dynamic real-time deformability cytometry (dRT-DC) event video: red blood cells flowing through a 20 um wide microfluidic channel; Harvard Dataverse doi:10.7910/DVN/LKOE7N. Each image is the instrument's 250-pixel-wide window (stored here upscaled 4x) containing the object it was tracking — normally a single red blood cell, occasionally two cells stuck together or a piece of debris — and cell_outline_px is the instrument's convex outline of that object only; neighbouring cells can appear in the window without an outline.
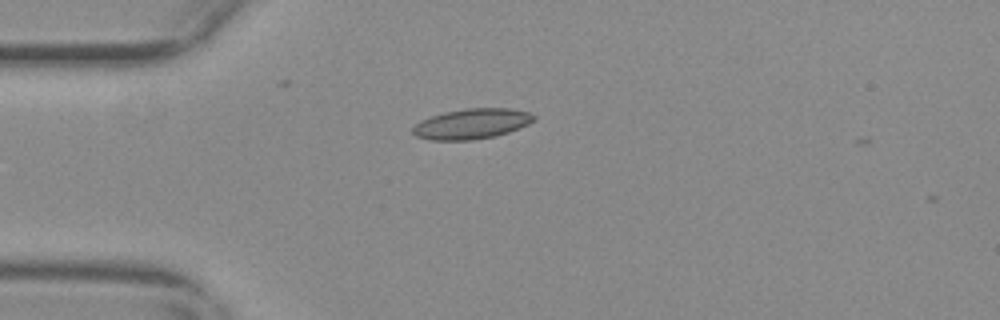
{"species": "common noctule bat (a hibernating species)", "species_latin": "Nyctalus noctula", "temperature_condition": "warm", "stored_images_in_passage": 2, "camera_frame_rate_fps": 3000, "um_per_image_px": 0.085, "animal": {"sex": "female", "body_mass_g": 29.2, "forearm_length_mm": 56.3}, "frame": {"image": 1, "passage_image": 1, "time_ms": 0.0, "image_size_px": [1000, 320], "cell_outline_px": [[536, 120], [528, 124], [508, 132], [496, 136], [472, 140], [432, 140], [416, 136], [412, 132], [412, 128], [420, 120], [444, 112], [464, 108], [512, 108], [528, 112], [536, 116]], "centroid_in_image_um": [40.11, 10.52], "position_along_channel_um": 44.9, "area_um2": 21.44}}